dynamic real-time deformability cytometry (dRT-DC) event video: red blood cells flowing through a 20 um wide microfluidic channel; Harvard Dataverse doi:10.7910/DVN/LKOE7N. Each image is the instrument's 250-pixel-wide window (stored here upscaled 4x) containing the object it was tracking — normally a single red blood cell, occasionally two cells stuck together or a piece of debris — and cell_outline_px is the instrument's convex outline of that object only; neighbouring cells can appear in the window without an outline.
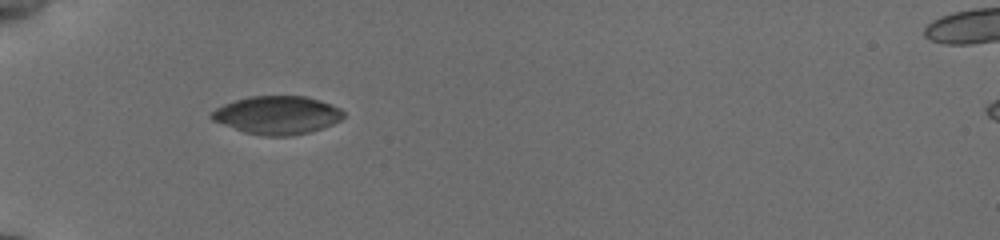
{"species": "common noctule bat (a hibernating species)", "species_latin": "Nyctalus noctula", "temperature_condition": "cold", "stored_images_in_passage": 37, "camera_frame_rate_fps": 3000, "um_per_image_px": 0.085, "animal": {"sex": "female", "body_mass_g": 19.5, "forearm_length_mm": 54.1}, "frame": {"image": 1, "passage_image": 1, "time_ms": 0.0, "image_size_px": [1000, 240], "cell_outline_px": [[344, 116], [340, 120], [332, 124], [308, 132], [288, 136], [264, 136], [244, 132], [212, 120], [208, 116], [216, 108], [224, 104], [236, 100], [252, 96], [304, 96], [320, 100], [332, 104], [340, 108], [344, 112]], "centroid_in_image_um": [23.56, 9.78], "position_along_channel_um": 61.4, "area_um2": 29.19}}
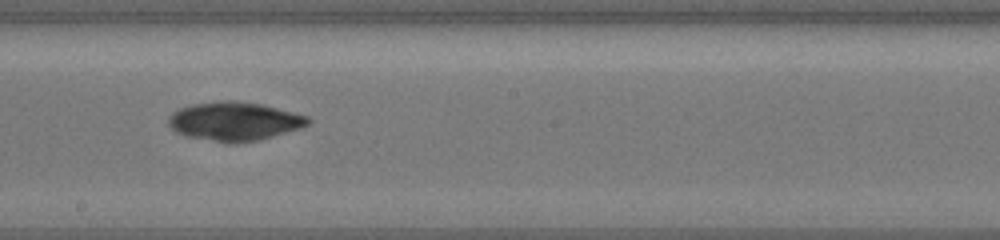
{"frame": {"image": 2, "passage_image": 15, "time_ms": 4.667, "image_size_px": [1000, 240], "cell_outline_px": [[312, 120], [308, 124], [300, 128], [260, 140], [236, 144], [228, 144], [188, 136], [176, 132], [168, 124], [168, 116], [172, 112], [180, 108], [192, 104], [220, 100], [236, 100], [264, 104], [308, 116]], "centroid_in_image_um": [19.93, 10.31], "position_along_channel_um": 228.3, "area_um2": 31.91}}
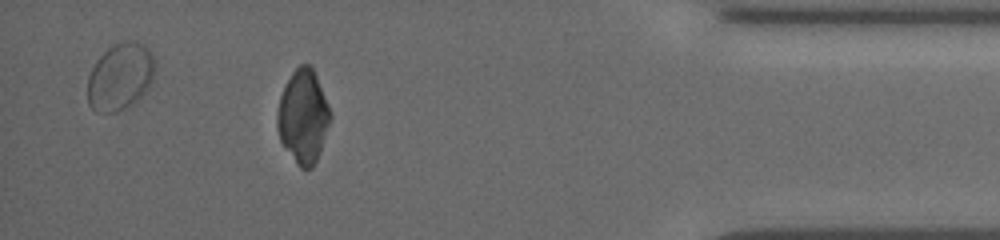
{"frame": {"image": 3, "passage_image": 32, "time_ms": 10.333, "image_size_px": [1000, 240], "cell_outline_px": [[332, 116], [316, 160], [312, 168], [300, 168], [296, 164], [280, 140], [276, 128], [276, 112], [280, 96], [292, 72], [300, 64], [312, 64], [332, 112]], "centroid_in_image_um": [25.76, 9.87], "position_along_channel_um": 409.4, "area_um2": 29.02}}